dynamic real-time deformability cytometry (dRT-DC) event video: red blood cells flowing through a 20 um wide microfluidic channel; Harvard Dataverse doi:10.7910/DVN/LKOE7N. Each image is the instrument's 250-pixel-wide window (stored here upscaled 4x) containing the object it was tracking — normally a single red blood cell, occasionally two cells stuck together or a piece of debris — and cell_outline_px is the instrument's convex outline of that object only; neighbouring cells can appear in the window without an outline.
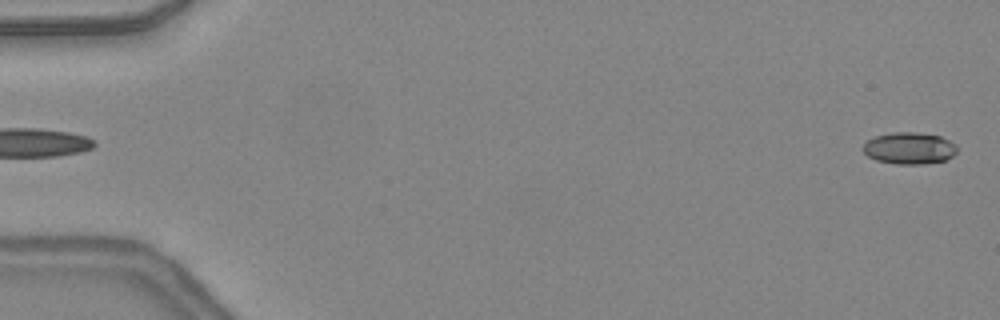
{"species": "common noctule bat (a hibernating species)", "species_latin": "Nyctalus noctula", "temperature_condition": "warm", "stored_images_in_passage": 47, "camera_frame_rate_fps": 3000, "um_per_image_px": 0.085, "animal": {"sex": "female", "body_mass_g": 24.6, "forearm_length_mm": 56.2}, "frame": {"image": 1, "passage_image": 1, "time_ms": 0.0, "image_size_px": [1000, 320], "cell_outline_px": [[956, 152], [952, 156], [944, 160], [924, 164], [896, 164], [876, 160], [868, 156], [864, 152], [864, 144], [868, 140], [876, 136], [892, 132], [916, 132], [940, 136], [956, 144]], "centroid_in_image_um": [77.29, 12.6], "position_along_channel_um": 7.7, "area_um2": 17.28}}
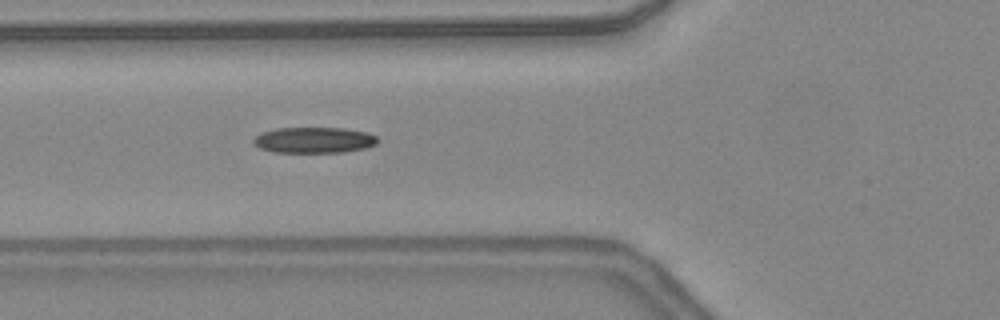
{"frame": {"image": 2, "passage_image": 18, "time_ms": 5.667, "image_size_px": [1000, 320], "cell_outline_px": [[380, 140], [376, 144], [364, 148], [344, 152], [272, 152], [260, 148], [252, 140], [256, 136], [264, 132], [276, 128], [344, 128], [368, 132], [376, 136]], "centroid_in_image_um": [26.73, 11.9], "position_along_channel_um": 99.1, "area_um2": 18.67}}
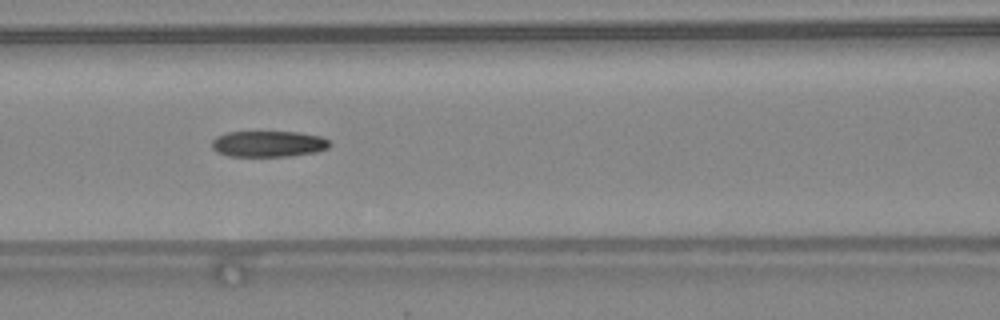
{"frame": {"image": 3, "passage_image": 21, "time_ms": 6.667, "image_size_px": [1000, 320], "cell_outline_px": [[332, 144], [328, 148], [316, 152], [288, 156], [228, 156], [216, 152], [212, 148], [212, 140], [216, 136], [228, 132], [300, 132], [320, 136], [328, 140]], "centroid_in_image_um": [22.81, 12.23], "position_along_channel_um": 143.8, "area_um2": 17.98}, "authors_computed_cell_mechanics": {"area_um2": 18.2648, "velocity_mm_per_s": 4.415, "shape_relaxation_time_tau1_ms": null, "shape_relaxation_time_tau2_ms": 5.1415, "deformation_change_tau1": null, "deformation_change_tau2": 0.1449}}